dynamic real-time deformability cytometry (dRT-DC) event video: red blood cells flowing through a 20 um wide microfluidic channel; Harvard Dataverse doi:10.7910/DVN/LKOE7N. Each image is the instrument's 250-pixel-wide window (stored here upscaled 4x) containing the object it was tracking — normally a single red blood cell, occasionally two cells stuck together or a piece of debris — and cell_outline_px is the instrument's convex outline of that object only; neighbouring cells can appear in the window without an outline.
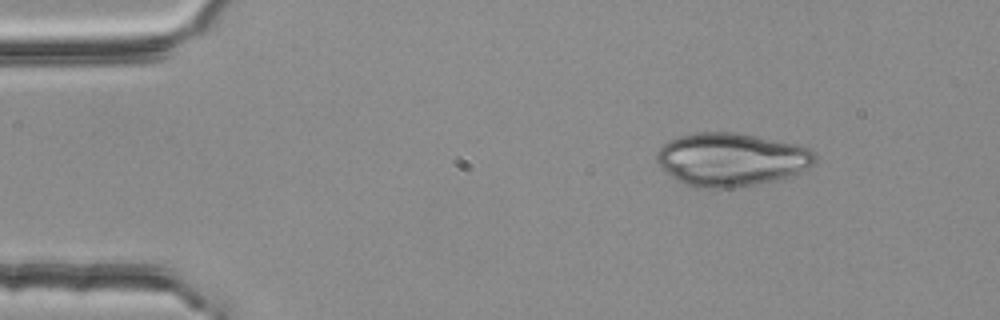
{"species": "common noctule bat (a hibernating species)", "species_latin": "Nyctalus noctula", "temperature_condition": "room temperature", "stored_images_in_passage": 3, "camera_frame_rate_fps": 3000, "um_per_image_px": 0.085, "animal": {"sex": "female", "body_mass_g": 25.1}, "frame": {"image": 1, "passage_image": 1, "time_ms": 0.0, "image_size_px": [1000, 320], "cell_outline_px": [[816, 160], [812, 164], [800, 172], [780, 180], [756, 184], [728, 188], [692, 188], [676, 180], [656, 164], [656, 152], [664, 144], [680, 136], [696, 132], [732, 132], [756, 136], [800, 144], [812, 148], [816, 152]], "centroid_in_image_um": [62.17, 13.56], "position_along_channel_um": 22.8, "area_um2": 49.59}}